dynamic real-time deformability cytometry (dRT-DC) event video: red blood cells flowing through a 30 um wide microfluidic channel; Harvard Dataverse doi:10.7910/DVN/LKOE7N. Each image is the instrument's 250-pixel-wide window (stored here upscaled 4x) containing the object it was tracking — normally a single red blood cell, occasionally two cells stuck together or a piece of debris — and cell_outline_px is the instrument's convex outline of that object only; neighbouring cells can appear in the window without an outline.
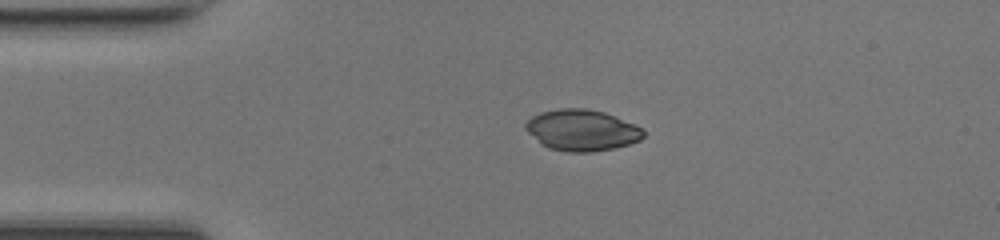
{"species": "common noctule bat (a hibernating species)", "species_latin": "Nyctalus noctula", "temperature_condition": "room temperature", "stored_images_in_passage": 39, "camera_frame_rate_fps": 3000, "um_per_image_px": 0.085, "animal": {"sex": "female", "body_mass_g": 17.0, "forearm_length_mm": 48.0}, "frame": {"image": 1, "passage_image": 1, "time_ms": 0.0, "image_size_px": [1000, 240], "cell_outline_px": [[644, 136], [640, 140], [628, 144], [612, 148], [592, 152], [568, 152], [548, 148], [540, 144], [524, 128], [524, 124], [532, 116], [540, 112], [560, 108], [584, 108], [604, 112], [636, 124], [644, 132]], "centroid_in_image_um": [49.43, 11.06], "position_along_channel_um": 35.6, "area_um2": 28.32}}
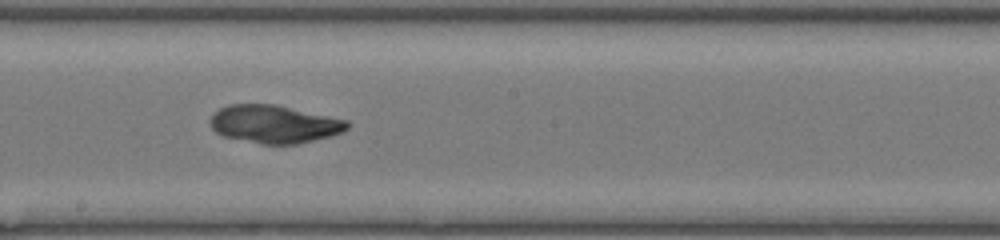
{"frame": {"image": 2, "passage_image": 17, "time_ms": 5.333, "image_size_px": [1000, 240], "cell_outline_px": [[348, 128], [332, 136], [296, 144], [260, 144], [224, 136], [216, 132], [212, 128], [212, 116], [220, 108], [228, 104], [276, 104], [348, 120]], "centroid_in_image_um": [23.33, 10.54], "position_along_channel_um": 224.9, "area_um2": 30.11}}
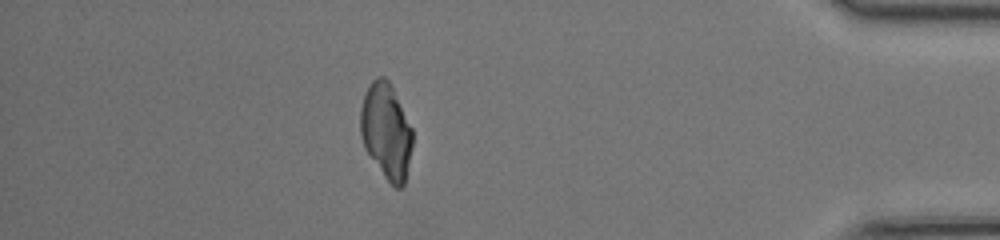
{"frame": {"image": 3, "passage_image": 33, "time_ms": 10.667, "image_size_px": [1000, 240], "cell_outline_px": [[412, 148], [404, 184], [400, 188], [396, 188], [384, 176], [364, 148], [360, 136], [360, 108], [364, 96], [372, 80], [376, 76], [384, 76], [388, 80], [412, 128]], "centroid_in_image_um": [32.81, 11.15], "position_along_channel_um": 402.4, "area_um2": 28.73}, "authors_computed_cell_mechanics": {"area_um2": 29.478, "velocity_mm_per_s": 4.2383, "shape_relaxation_time_tau1_ms": 6.6778, "shape_relaxation_time_tau2_ms": 0.6392, "deformation_change_tau1": 0.1647, "deformation_change_tau2": 0.0266}}